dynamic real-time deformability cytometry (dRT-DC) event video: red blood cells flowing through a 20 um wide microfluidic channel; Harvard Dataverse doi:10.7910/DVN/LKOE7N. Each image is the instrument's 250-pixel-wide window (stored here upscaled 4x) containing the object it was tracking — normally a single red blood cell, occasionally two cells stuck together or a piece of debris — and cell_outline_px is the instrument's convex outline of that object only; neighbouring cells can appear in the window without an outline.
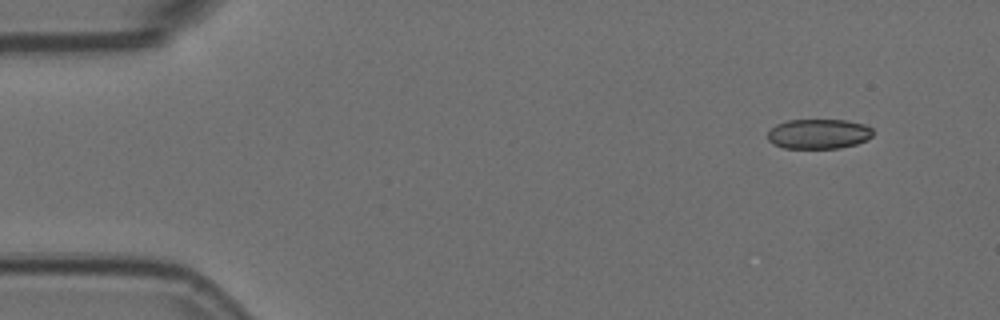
{"species": "Egyptian fruit bat (a non-hibernating species)", "species_latin": "Rousettus aegyptiacus", "temperature_condition": "room temperature", "stored_images_in_passage": 13, "camera_frame_rate_fps": 3000, "um_per_image_px": 0.085, "animal": {"sex": "female"}, "frame": {"image": 1, "passage_image": 1, "time_ms": 0.0, "image_size_px": [1000, 320], "cell_outline_px": [[872, 136], [856, 144], [840, 148], [784, 148], [772, 144], [768, 140], [768, 132], [776, 124], [788, 120], [848, 120], [864, 124], [872, 128]], "centroid_in_image_um": [69.57, 11.38], "position_along_channel_um": 15.4, "area_um2": 18.32}}
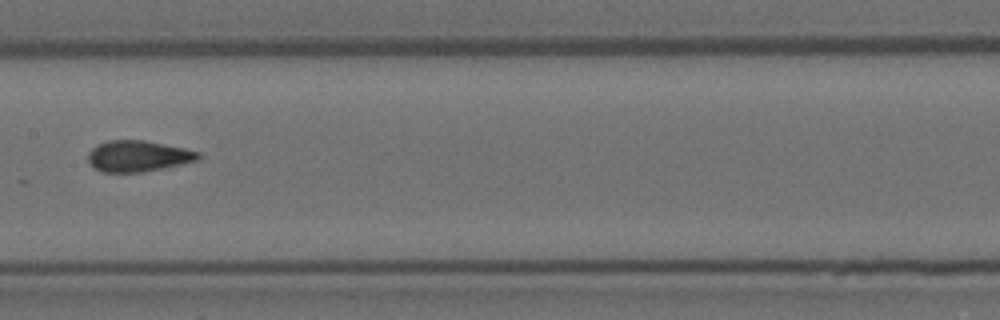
{"frame": {"image": 2, "passage_image": 7, "time_ms": 2.0, "image_size_px": [1000, 320], "cell_outline_px": [[200, 160], [144, 172], [104, 172], [96, 168], [88, 160], [88, 152], [96, 144], [108, 140], [144, 140], [184, 148], [200, 152]], "centroid_in_image_um": [11.75, 13.26], "position_along_channel_um": 195.7, "area_um2": 19.94}}
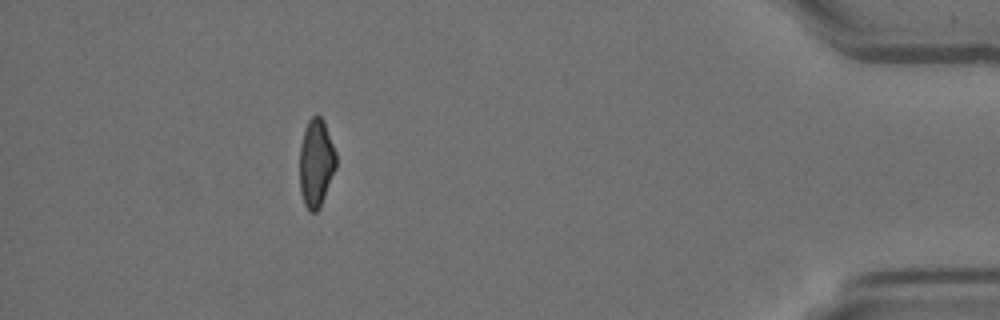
{"frame": {"image": 3, "passage_image": 13, "time_ms": 4.0, "image_size_px": [1000, 320], "cell_outline_px": [[336, 168], [320, 208], [316, 212], [308, 212], [304, 204], [300, 192], [300, 144], [304, 128], [308, 120], [316, 112], [324, 120], [336, 152]], "centroid_in_image_um": [26.86, 13.84], "position_along_channel_um": 408.3, "area_um2": 19.07}}